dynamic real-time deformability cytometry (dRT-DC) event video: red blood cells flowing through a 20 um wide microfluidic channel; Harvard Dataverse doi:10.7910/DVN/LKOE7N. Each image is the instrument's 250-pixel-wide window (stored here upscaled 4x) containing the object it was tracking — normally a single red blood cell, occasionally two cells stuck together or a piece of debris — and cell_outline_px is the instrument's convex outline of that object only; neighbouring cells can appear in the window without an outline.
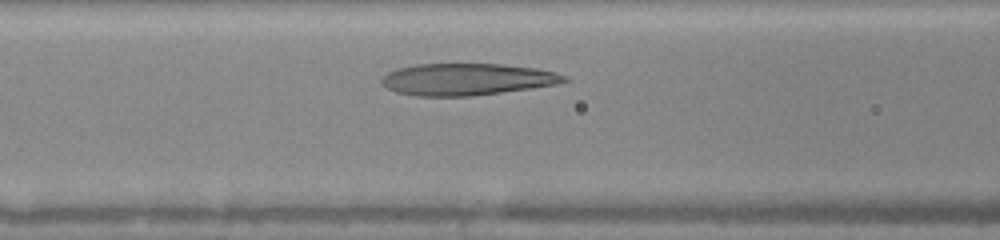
{"species": "human", "species_latin": "Homo sapiens", "temperature_condition": "warm", "stored_images_in_passage": 6, "segment_of_instrument_passage": [1, 2], "camera_frame_rate_fps": 3000, "um_per_image_px": 0.085, "donor": {"sex": "female"}, "frame": {"image": 1, "passage_image": 5, "time_ms": 2.333, "image_size_px": [1000, 240], "cell_outline_px": [[572, 80], [556, 84], [532, 88], [472, 96], [416, 96], [396, 92], [388, 88], [380, 80], [388, 72], [396, 68], [416, 64], [500, 64], [536, 68], [556, 72], [568, 76]], "centroid_in_image_um": [39.72, 6.74], "position_along_channel_um": 126.9, "area_um2": 33.99}}